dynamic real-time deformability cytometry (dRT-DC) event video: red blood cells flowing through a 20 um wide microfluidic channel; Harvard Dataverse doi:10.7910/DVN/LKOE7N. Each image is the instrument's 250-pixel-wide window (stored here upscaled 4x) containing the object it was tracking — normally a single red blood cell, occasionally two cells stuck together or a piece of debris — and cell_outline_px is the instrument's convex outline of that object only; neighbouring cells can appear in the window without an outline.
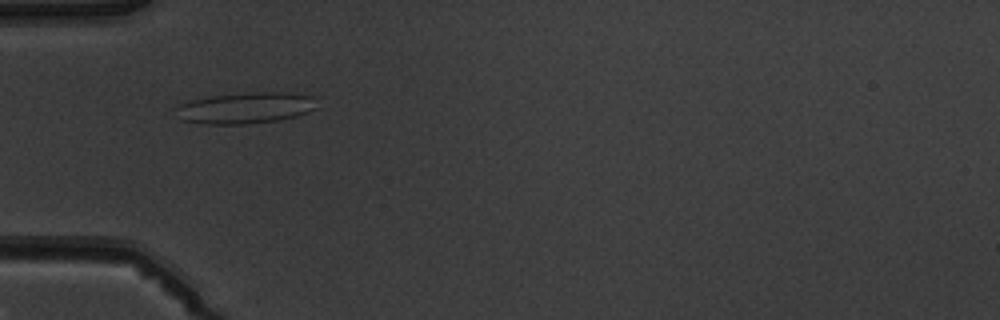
{"species": "common noctule bat (a hibernating species)", "species_latin": "Nyctalus noctula", "temperature_condition": "warm", "stored_images_in_passage": 5, "camera_frame_rate_fps": 3000, "um_per_image_px": 0.085, "animal": {"sex": "male", "body_mass_g": 19.5, "forearm_length_mm": 54.6}, "frame": {"image": 1, "passage_image": 2, "time_ms": 1.333, "image_size_px": [1000, 320], "cell_outline_px": [[320, 108], [296, 116], [276, 120], [244, 124], [204, 124], [180, 120], [176, 108], [180, 104], [188, 100], [212, 96], [252, 92], [288, 92], [312, 96]], "centroid_in_image_um": [20.89, 9.17], "position_along_channel_um": 64.1, "area_um2": 25.72}}
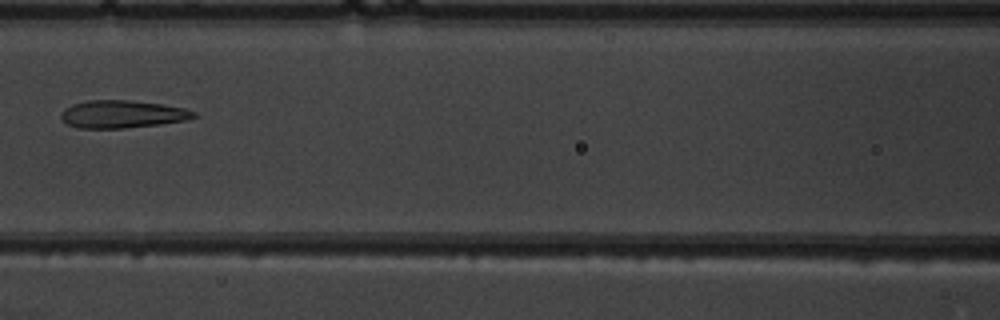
{"frame": {"image": 2, "passage_image": 4, "time_ms": 3.667, "image_size_px": [1000, 320], "cell_outline_px": [[200, 116], [188, 120], [160, 124], [124, 128], [76, 128], [64, 124], [60, 116], [60, 112], [64, 108], [72, 104], [88, 100], [128, 100], [160, 104], [184, 108], [196, 112]], "centroid_in_image_um": [10.37, 9.71], "position_along_channel_um": 156.2, "area_um2": 21.68}}
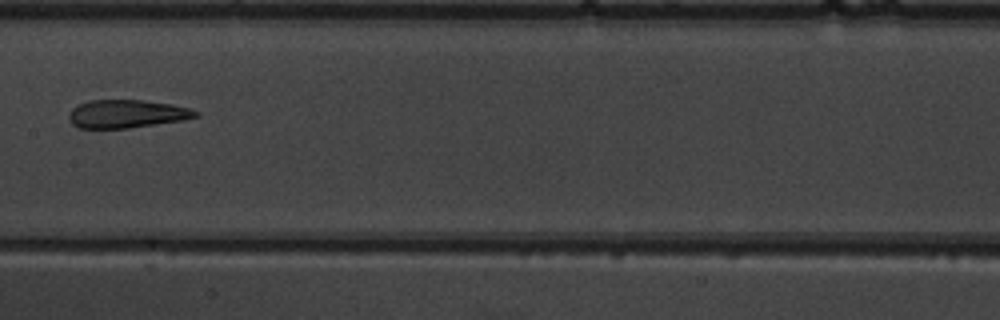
{"frame": {"image": 3, "passage_image": 5, "time_ms": 4.667, "image_size_px": [1000, 320], "cell_outline_px": [[200, 116], [184, 120], [128, 128], [80, 128], [72, 124], [68, 120], [68, 116], [72, 108], [88, 100], [144, 100], [172, 104], [188, 108], [200, 112]], "centroid_in_image_um": [10.79, 9.68], "position_along_channel_um": 196.6, "area_um2": 20.87}}